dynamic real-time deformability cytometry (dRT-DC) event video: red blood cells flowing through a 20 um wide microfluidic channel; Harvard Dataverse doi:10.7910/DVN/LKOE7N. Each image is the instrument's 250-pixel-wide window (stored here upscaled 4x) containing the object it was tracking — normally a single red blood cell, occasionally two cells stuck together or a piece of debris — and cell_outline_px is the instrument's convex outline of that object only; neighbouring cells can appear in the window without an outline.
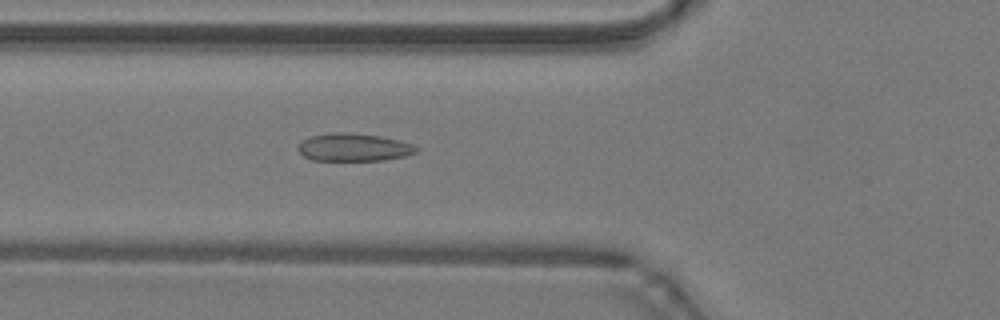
{"species": "common noctule bat (a hibernating species)", "species_latin": "Nyctalus noctula", "temperature_condition": "warm", "stored_images_in_passage": 48, "camera_frame_rate_fps": 3000, "um_per_image_px": 0.085, "animal": {"sex": "male", "body_mass_g": 19.2, "forearm_length_mm": 51.8}, "frame": {"image": 1, "passage_image": 18, "time_ms": 5.667, "image_size_px": [1000, 320], "cell_outline_px": [[420, 148], [416, 152], [404, 156], [384, 160], [312, 160], [304, 156], [296, 148], [296, 144], [300, 140], [312, 136], [332, 132], [348, 132], [380, 136], [400, 140], [412, 144]], "centroid_in_image_um": [30.03, 12.51], "position_along_channel_um": 95.8, "area_um2": 19.31}}
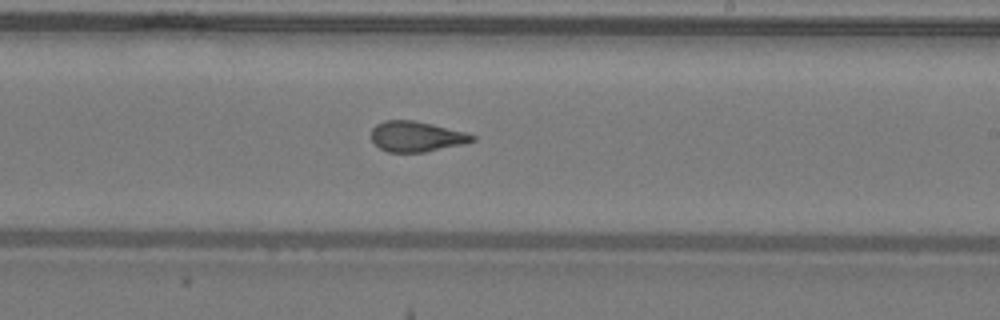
{"frame": {"image": 2, "passage_image": 29, "time_ms": 9.333, "image_size_px": [1000, 320], "cell_outline_px": [[476, 140], [464, 144], [424, 152], [388, 152], [380, 148], [372, 140], [372, 128], [376, 124], [384, 120], [416, 120], [464, 132], [476, 136]], "centroid_in_image_um": [35.39, 11.6], "position_along_channel_um": 253.6, "area_um2": 17.86}}
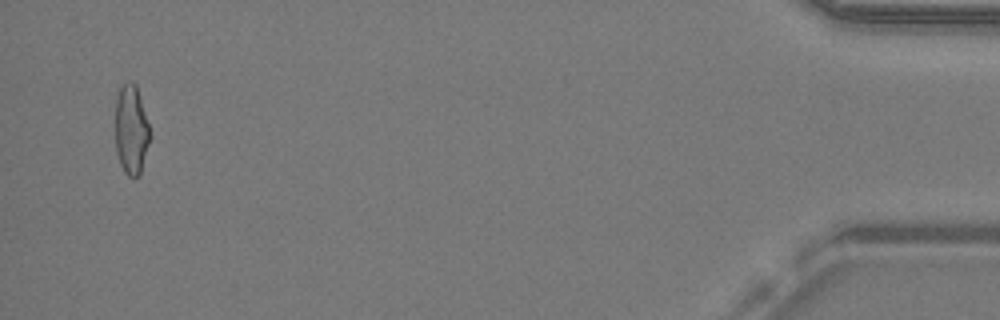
{"frame": {"image": 3, "passage_image": 47, "time_ms": 15.333, "image_size_px": [1000, 320], "cell_outline_px": [[152, 136], [140, 176], [128, 176], [124, 172], [120, 164], [116, 152], [116, 96], [120, 88], [128, 80], [132, 80], [136, 84]], "centroid_in_image_um": [11.17, 11.05], "position_along_channel_um": 424.0, "area_um2": 18.32}, "authors_computed_cell_mechanics": {"area_um2": 18.7272, "velocity_mm_per_s": 4.2961, "shape_relaxation_time_tau1_ms": 9.3986, "shape_relaxation_time_tau2_ms": 1.1176, "deformation_change_tau1": 0.1971, "deformation_change_tau2": 0.0689}}